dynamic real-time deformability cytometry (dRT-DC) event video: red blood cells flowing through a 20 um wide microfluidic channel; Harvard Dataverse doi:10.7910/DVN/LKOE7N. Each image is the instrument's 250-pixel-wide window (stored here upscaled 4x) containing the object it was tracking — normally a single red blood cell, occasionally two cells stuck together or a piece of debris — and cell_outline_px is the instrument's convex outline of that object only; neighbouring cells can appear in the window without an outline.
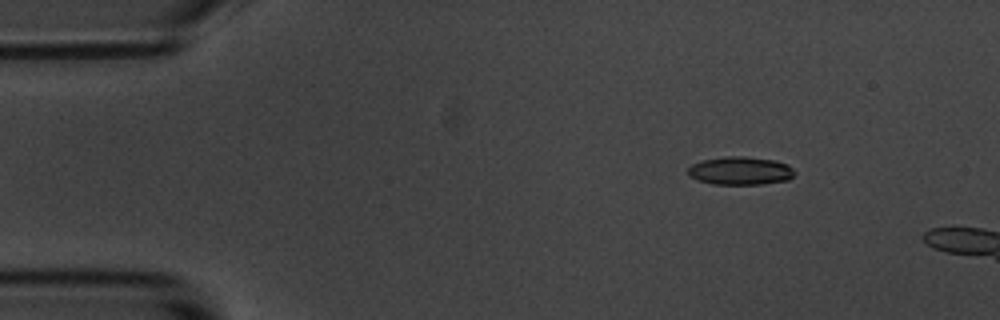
{"species": "common noctule bat (a hibernating species)", "species_latin": "Nyctalus noctula", "temperature_condition": "room temperature", "stored_images_in_passage": 5, "camera_frame_rate_fps": 3000, "um_per_image_px": 0.085, "animal": {"sex": "male", "body_mass_g": 20.1, "forearm_length_mm": 53.5}, "frame": {"image": 1, "passage_image": 3, "time_ms": 2.333, "image_size_px": [1000, 320], "cell_outline_px": [[796, 172], [788, 180], [760, 184], [712, 184], [696, 180], [688, 176], [688, 168], [692, 164], [700, 160], [724, 156], [744, 156], [776, 160], [788, 164]], "centroid_in_image_um": [62.9, 14.5], "position_along_channel_um": 22.1, "area_um2": 17.74}}